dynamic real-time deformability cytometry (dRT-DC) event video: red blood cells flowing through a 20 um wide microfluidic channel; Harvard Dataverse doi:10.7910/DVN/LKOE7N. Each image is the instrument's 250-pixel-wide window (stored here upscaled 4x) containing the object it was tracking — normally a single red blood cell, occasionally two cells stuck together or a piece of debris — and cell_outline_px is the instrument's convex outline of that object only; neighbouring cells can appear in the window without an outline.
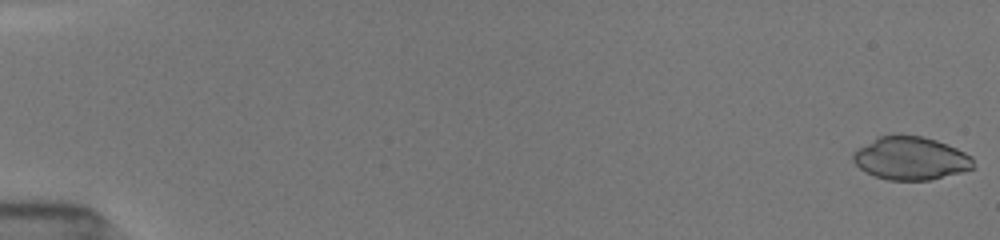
{"species": "common noctule bat (a hibernating species)", "species_latin": "Nyctalus noctula", "temperature_condition": "room temperature", "stored_images_in_passage": 11, "camera_frame_rate_fps": 3000, "um_per_image_px": 0.085, "animal": {"sex": "female", "body_mass_g": 19.5, "forearm_length_mm": 54.1}, "frame": {"image": 1, "passage_image": 1, "time_ms": 0.0, "image_size_px": [1000, 240], "cell_outline_px": [[972, 168], [960, 172], [928, 180], [888, 180], [876, 176], [860, 168], [852, 160], [852, 152], [880, 136], [920, 136], [936, 140], [956, 148], [972, 156]], "centroid_in_image_um": [77.4, 13.47], "position_along_channel_um": 7.6, "area_um2": 29.48}}
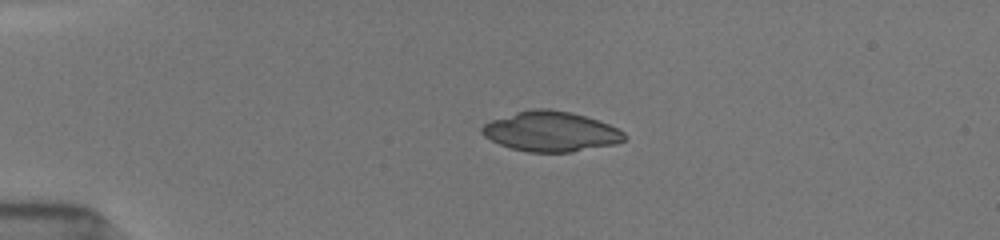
{"frame": {"image": 2, "passage_image": 7, "time_ms": 4.0, "image_size_px": [1000, 240], "cell_outline_px": [[624, 140], [616, 144], [572, 152], [528, 152], [512, 148], [500, 144], [484, 136], [480, 132], [480, 128], [484, 124], [492, 120], [516, 112], [532, 108], [548, 108], [572, 112], [608, 124], [624, 132]], "centroid_in_image_um": [46.8, 11.17], "position_along_channel_um": 38.2, "area_um2": 33.06}}